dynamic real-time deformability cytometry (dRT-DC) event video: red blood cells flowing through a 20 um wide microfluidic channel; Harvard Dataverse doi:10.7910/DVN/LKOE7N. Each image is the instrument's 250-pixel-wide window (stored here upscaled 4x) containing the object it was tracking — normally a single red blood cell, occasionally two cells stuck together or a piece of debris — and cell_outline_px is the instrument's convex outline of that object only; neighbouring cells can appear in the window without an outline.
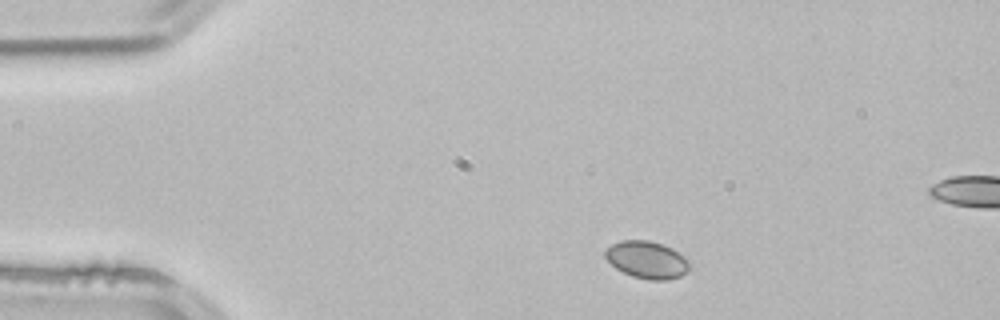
{"species": "common noctule bat (a hibernating species)", "species_latin": "Nyctalus noctula", "temperature_condition": "room temperature", "stored_images_in_passage": 3, "segment_of_instrument_passage": [1, 2], "camera_frame_rate_fps": 3000, "um_per_image_px": 0.085, "animal": {"sex": "male", "body_mass_g": 21.5, "forearm_length_mm": 52.0}, "frame": {"image": 1, "passage_image": 1, "time_ms": 0.0, "image_size_px": [1000, 320], "cell_outline_px": [[688, 272], [680, 276], [668, 280], [648, 280], [632, 276], [616, 268], [604, 256], [604, 252], [612, 244], [620, 240], [648, 240], [672, 248], [684, 256], [688, 260]], "centroid_in_image_um": [54.99, 22.09], "position_along_channel_um": 30.0, "area_um2": 18.21}}